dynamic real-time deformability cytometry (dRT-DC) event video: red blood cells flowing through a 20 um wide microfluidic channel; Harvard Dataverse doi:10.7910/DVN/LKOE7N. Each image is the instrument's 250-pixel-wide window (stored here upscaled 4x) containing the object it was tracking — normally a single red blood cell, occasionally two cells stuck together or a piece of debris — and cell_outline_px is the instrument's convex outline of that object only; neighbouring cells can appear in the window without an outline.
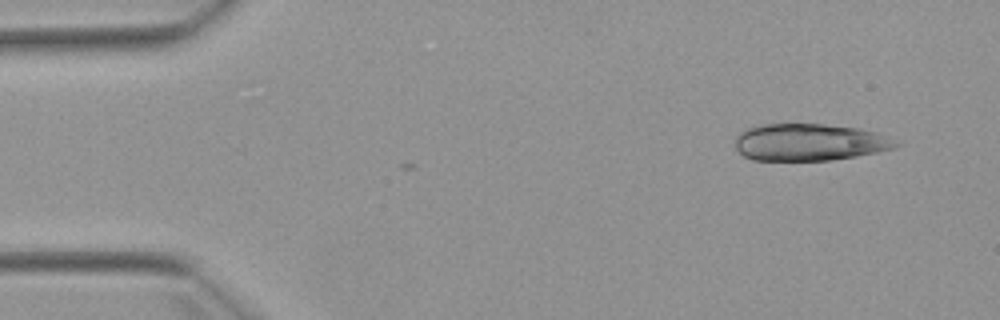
{"species": "Egyptian fruit bat (a non-hibernating species)", "species_latin": "Rousettus aegyptiacus", "temperature_condition": "warm", "stored_images_in_passage": 3, "camera_frame_rate_fps": 3000, "um_per_image_px": 0.085, "animal": {"sex": "female"}, "frame": {"image": 1, "passage_image": 1, "time_ms": 0.0, "image_size_px": [1000, 320], "cell_outline_px": [[900, 144], [896, 148], [856, 156], [832, 160], [752, 160], [744, 156], [736, 148], [736, 136], [740, 132], [748, 128], [764, 124], [820, 124], [856, 128], [876, 132], [900, 140]], "centroid_in_image_um": [68.84, 12.09], "position_along_channel_um": 16.2, "area_um2": 34.68}}